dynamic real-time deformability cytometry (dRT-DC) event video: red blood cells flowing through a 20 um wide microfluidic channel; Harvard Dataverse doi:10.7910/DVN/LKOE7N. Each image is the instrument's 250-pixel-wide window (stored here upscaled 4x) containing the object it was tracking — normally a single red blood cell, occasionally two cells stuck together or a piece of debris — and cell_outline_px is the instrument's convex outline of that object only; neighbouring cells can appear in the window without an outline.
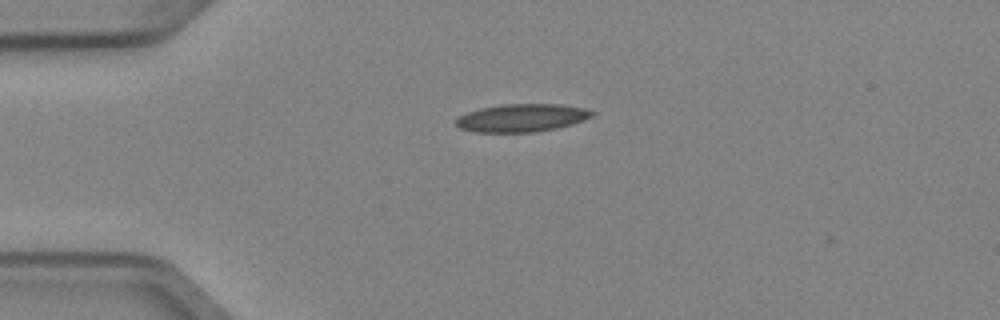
{"species": "Egyptian fruit bat (a non-hibernating species)", "species_latin": "Rousettus aegyptiacus", "temperature_condition": "cold", "stored_images_in_passage": 4, "camera_frame_rate_fps": 3000, "um_per_image_px": 0.085, "animal": {"sex": "female"}, "frame": {"image": 1, "passage_image": 4, "time_ms": 1.0, "image_size_px": [1000, 320], "cell_outline_px": [[596, 112], [592, 116], [584, 120], [572, 124], [556, 128], [536, 132], [472, 132], [460, 128], [456, 124], [456, 120], [460, 116], [468, 112], [480, 108], [500, 104], [564, 104], [584, 108]], "centroid_in_image_um": [44.37, 10.01], "position_along_channel_um": 40.6, "area_um2": 22.2}}